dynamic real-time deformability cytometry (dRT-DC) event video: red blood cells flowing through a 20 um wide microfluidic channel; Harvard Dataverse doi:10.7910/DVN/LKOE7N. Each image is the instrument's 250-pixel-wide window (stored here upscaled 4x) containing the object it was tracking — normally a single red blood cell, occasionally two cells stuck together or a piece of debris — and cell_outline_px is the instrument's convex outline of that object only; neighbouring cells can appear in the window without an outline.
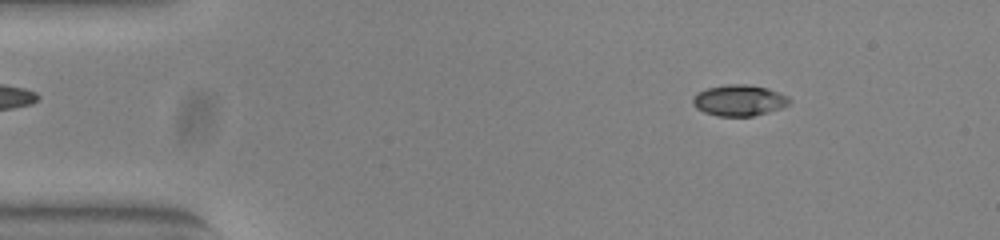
{"species": "common noctule bat (a hibernating species)", "species_latin": "Nyctalus noctula", "temperature_condition": "warm", "stored_images_in_passage": 49, "camera_frame_rate_fps": 3000, "um_per_image_px": 0.085, "animal": {"sex": "female", "body_mass_g": 23.0, "forearm_length_mm": 53.4}, "frame": {"image": 1, "passage_image": 4, "time_ms": 1.0, "image_size_px": [1000, 240], "cell_outline_px": [[792, 100], [788, 104], [780, 108], [768, 112], [752, 116], [716, 116], [704, 112], [696, 108], [692, 104], [692, 100], [700, 92], [708, 88], [728, 84], [744, 84], [768, 88], [788, 96]], "centroid_in_image_um": [62.84, 8.54], "position_along_channel_um": 22.2, "area_um2": 17.34}}
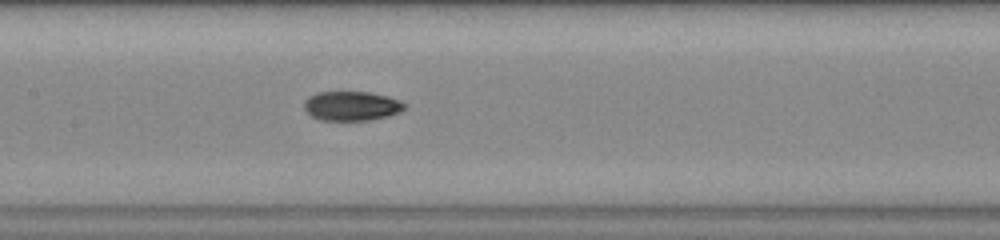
{"frame": {"image": 2, "passage_image": 22, "time_ms": 7.0, "image_size_px": [1000, 240], "cell_outline_px": [[408, 108], [400, 112], [388, 116], [368, 120], [320, 120], [312, 116], [304, 108], [304, 100], [308, 96], [316, 92], [368, 92], [388, 96], [400, 100], [408, 104]], "centroid_in_image_um": [29.92, 9.0], "position_along_channel_um": 177.5, "area_um2": 17.4}}
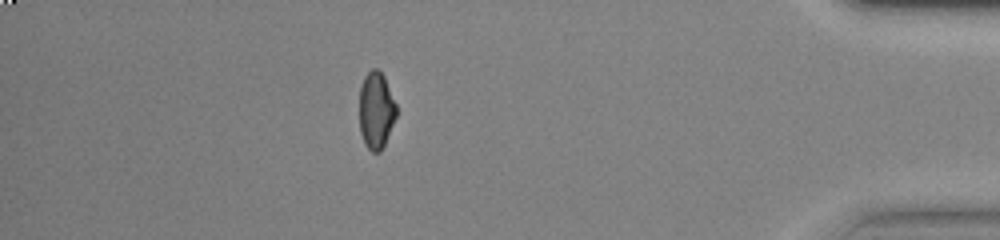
{"frame": {"image": 3, "passage_image": 43, "time_ms": 14.0, "image_size_px": [1000, 240], "cell_outline_px": [[396, 116], [384, 144], [380, 152], [372, 152], [364, 144], [360, 132], [360, 88], [364, 76], [372, 68], [376, 68], [384, 76], [396, 104]], "centroid_in_image_um": [31.96, 9.37], "position_along_channel_um": 403.2, "area_um2": 16.42}, "authors_computed_cell_mechanics": {"area_um2": 17.2244, "velocity_mm_per_s": 3.9021, "shape_relaxation_time_tau1_ms": 9.4595, "shape_relaxation_time_tau2_ms": 2.202, "deformation_change_tau1": 0.2763, "deformation_change_tau2": 0.0532}}